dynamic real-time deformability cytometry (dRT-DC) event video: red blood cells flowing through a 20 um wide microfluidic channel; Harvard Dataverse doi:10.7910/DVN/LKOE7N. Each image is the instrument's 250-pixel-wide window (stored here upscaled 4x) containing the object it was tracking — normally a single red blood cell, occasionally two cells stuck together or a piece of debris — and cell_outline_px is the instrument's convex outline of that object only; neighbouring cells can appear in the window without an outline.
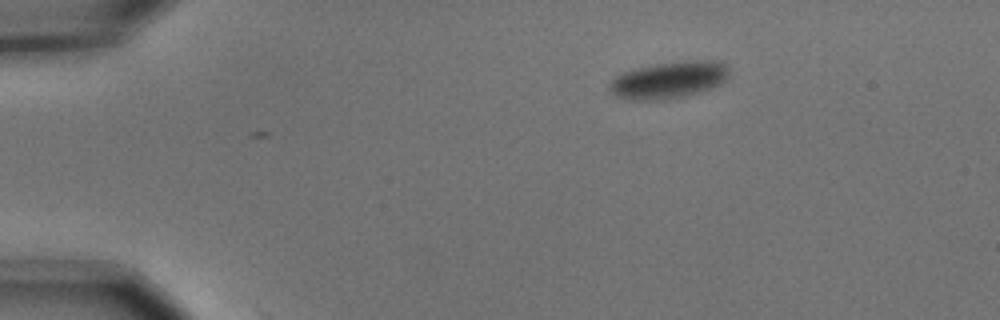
{"species": "common noctule bat (a hibernating species)", "species_latin": "Nyctalus noctula", "temperature_condition": "cold", "stored_images_in_passage": 3, "camera_frame_rate_fps": 3000, "um_per_image_px": 0.085, "animal": {"sex": "male", "body_mass_g": 15.6}, "frame": {"image": 1, "passage_image": 1, "time_ms": 0.0, "image_size_px": [1000, 320], "cell_outline_px": [[728, 76], [720, 84], [712, 88], [700, 92], [660, 100], [624, 100], [616, 96], [608, 88], [612, 80], [616, 76], [624, 72], [636, 68], [656, 64], [688, 60], [720, 60], [728, 64]], "centroid_in_image_um": [56.87, 6.79], "position_along_channel_um": 28.1, "area_um2": 25.78}}